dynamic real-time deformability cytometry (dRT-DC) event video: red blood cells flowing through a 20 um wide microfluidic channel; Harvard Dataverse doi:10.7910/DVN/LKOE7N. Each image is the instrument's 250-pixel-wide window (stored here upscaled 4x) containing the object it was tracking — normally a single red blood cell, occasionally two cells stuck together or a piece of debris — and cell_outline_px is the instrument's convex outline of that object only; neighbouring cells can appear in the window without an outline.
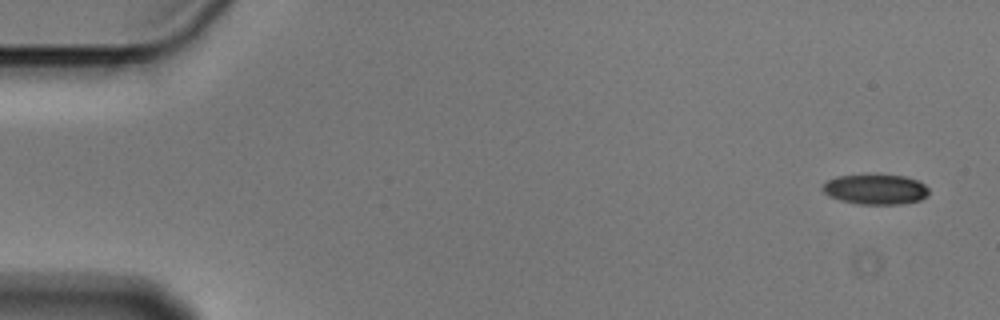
{"species": "Egyptian fruit bat (a non-hibernating species)", "species_latin": "Rousettus aegyptiacus", "temperature_condition": "cold", "stored_images_in_passage": 9, "camera_frame_rate_fps": 3000, "um_per_image_px": 0.085, "animal": {"sex": "male"}, "frame": {"image": 1, "passage_image": 1, "time_ms": 0.0, "image_size_px": [1000, 320], "cell_outline_px": [[928, 196], [920, 200], [900, 204], [860, 204], [840, 200], [824, 192], [820, 188], [828, 180], [836, 176], [876, 172], [904, 176], [916, 180], [924, 184], [928, 188]], "centroid_in_image_um": [74.42, 16.05], "position_along_channel_um": 10.6, "area_um2": 19.19}}
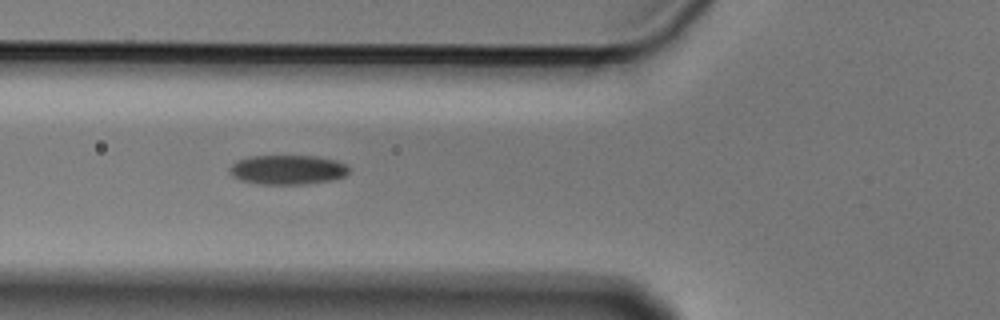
{"frame": {"image": 2, "passage_image": 6, "time_ms": 1.667, "image_size_px": [1000, 320], "cell_outline_px": [[348, 172], [344, 176], [332, 180], [308, 184], [260, 184], [240, 180], [232, 176], [228, 172], [228, 168], [232, 164], [240, 160], [252, 156], [316, 156], [336, 160], [344, 164], [348, 168]], "centroid_in_image_um": [24.43, 14.43], "position_along_channel_um": 101.4, "area_um2": 20.46}}
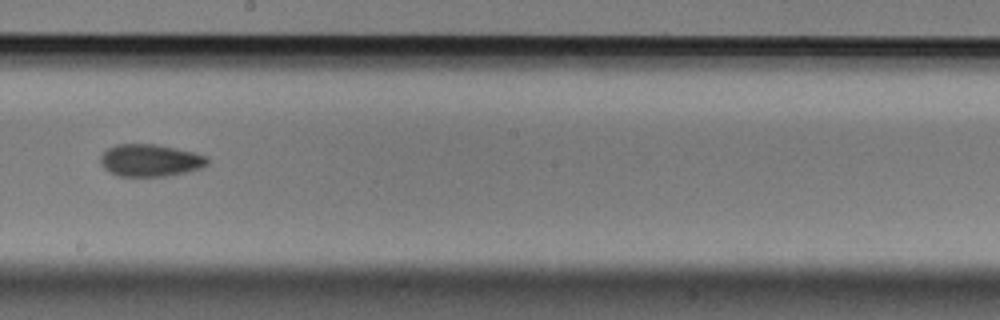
{"frame": {"image": 3, "passage_image": 9, "time_ms": 2.667, "image_size_px": [1000, 320], "cell_outline_px": [[208, 164], [200, 168], [188, 172], [168, 176], [120, 176], [108, 172], [100, 164], [100, 156], [108, 148], [116, 144], [156, 144], [176, 148], [208, 156]], "centroid_in_image_um": [12.76, 13.63], "position_along_channel_um": 235.4, "area_um2": 20.23}}